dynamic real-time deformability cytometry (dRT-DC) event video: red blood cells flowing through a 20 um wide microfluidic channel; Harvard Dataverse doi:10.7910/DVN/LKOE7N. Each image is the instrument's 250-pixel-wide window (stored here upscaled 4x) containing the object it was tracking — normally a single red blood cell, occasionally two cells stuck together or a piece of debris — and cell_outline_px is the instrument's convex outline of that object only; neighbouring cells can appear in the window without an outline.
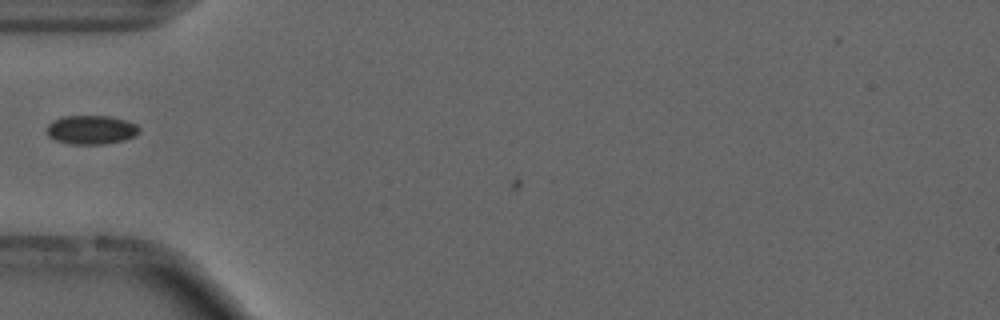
{"species": "common noctule bat (a hibernating species)", "species_latin": "Nyctalus noctula", "temperature_condition": "cold", "stored_images_in_passage": 4, "camera_frame_rate_fps": 3000, "um_per_image_px": 0.085, "animal": {"sex": "male", "forearm_length_mm": 52.5}, "frame": {"image": 1, "passage_image": 3, "time_ms": 0.667, "image_size_px": [1000, 320], "cell_outline_px": [[140, 132], [136, 136], [124, 140], [104, 144], [68, 144], [56, 140], [48, 136], [48, 124], [52, 120], [64, 116], [112, 116], [128, 120], [136, 124], [140, 128]], "centroid_in_image_um": [7.79, 11.03], "position_along_channel_um": 77.2, "area_um2": 15.78}}